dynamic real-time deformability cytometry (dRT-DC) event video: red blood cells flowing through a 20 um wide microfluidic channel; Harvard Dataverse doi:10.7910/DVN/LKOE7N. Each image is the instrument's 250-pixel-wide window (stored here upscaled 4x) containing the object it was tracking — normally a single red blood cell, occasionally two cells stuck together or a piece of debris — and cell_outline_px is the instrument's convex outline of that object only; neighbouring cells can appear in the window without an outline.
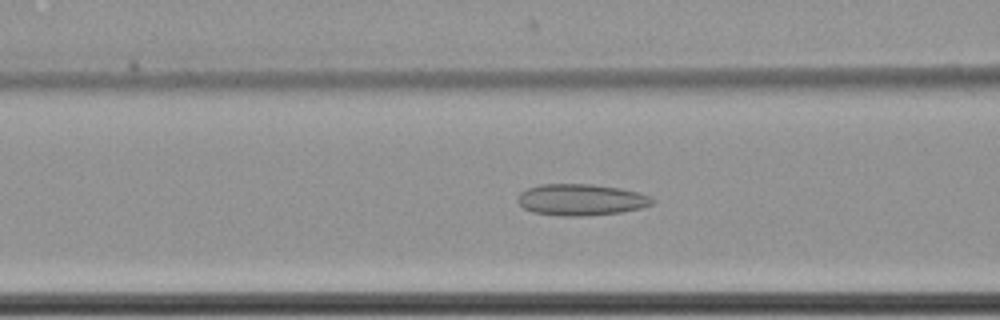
{"species": "common noctule bat (a hibernating species)", "species_latin": "Nyctalus noctula", "temperature_condition": "cold", "stored_images_in_passage": 62, "camera_frame_rate_fps": 3000, "um_per_image_px": 0.085, "animal": {"sex": "female", "body_mass_g": 22.7, "forearm_length_mm": 54.2}, "frame": {"image": 1, "passage_image": 27, "time_ms": 8.667, "image_size_px": [1000, 320], "cell_outline_px": [[656, 200], [652, 204], [640, 208], [620, 212], [588, 216], [564, 216], [532, 212], [524, 208], [516, 200], [520, 192], [528, 188], [540, 184], [592, 184], [620, 188], [636, 192], [648, 196]], "centroid_in_image_um": [49.36, 16.98], "position_along_channel_um": 117.2, "area_um2": 24.62}}
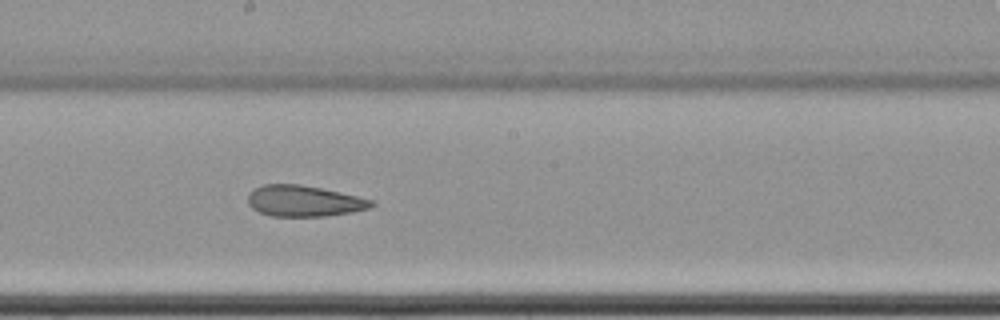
{"frame": {"image": 2, "passage_image": 36, "time_ms": 11.667, "image_size_px": [1000, 320], "cell_outline_px": [[376, 204], [372, 208], [352, 212], [328, 216], [272, 216], [260, 212], [252, 208], [248, 204], [248, 196], [252, 188], [264, 184], [300, 184], [340, 192], [372, 200]], "centroid_in_image_um": [25.84, 17.08], "position_along_channel_um": 222.4, "area_um2": 22.43}}
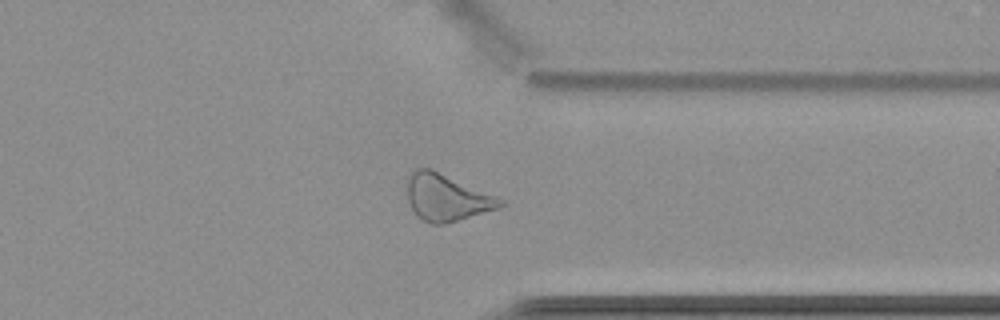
{"frame": {"image": 3, "passage_image": 49, "time_ms": 16.0, "image_size_px": [1000, 320], "cell_outline_px": [[504, 204], [500, 208], [444, 224], [432, 224], [416, 216], [408, 200], [408, 176], [416, 168], [432, 168], [496, 196], [504, 200]], "centroid_in_image_um": [37.97, 16.78], "position_along_channel_um": 373.4, "area_um2": 25.26}, "authors_computed_cell_mechanics": {"area_um2": 28.2931, "velocity_mm_per_s": 3.5081, "shape_relaxation_time_tau1_ms": null, "shape_relaxation_time_tau2_ms": 6.0989, "deformation_change_tau1": null, "deformation_change_tau2": 0.1607}}